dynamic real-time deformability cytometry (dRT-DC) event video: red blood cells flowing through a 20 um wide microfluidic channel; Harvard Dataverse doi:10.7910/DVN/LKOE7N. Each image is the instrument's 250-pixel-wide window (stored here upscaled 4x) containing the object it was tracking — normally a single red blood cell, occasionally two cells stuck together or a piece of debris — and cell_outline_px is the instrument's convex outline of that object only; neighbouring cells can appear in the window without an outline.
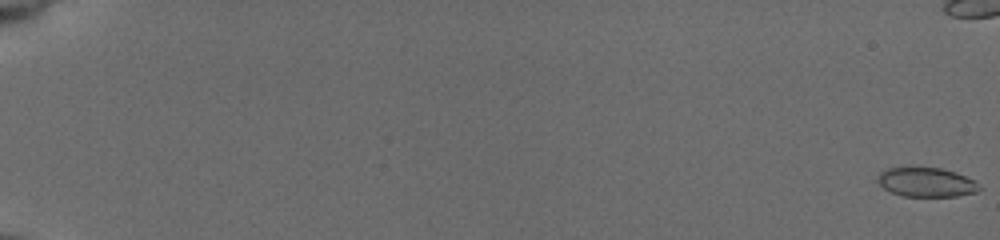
{"species": "common noctule bat (a hibernating species)", "species_latin": "Nyctalus noctula", "temperature_condition": "cold", "stored_images_in_passage": 51, "camera_frame_rate_fps": 3000, "um_per_image_px": 0.085, "animal": {"sex": "female", "body_mass_g": 19.5, "forearm_length_mm": 54.1}, "frame": {"image": 1, "passage_image": 1, "time_ms": 0.0, "image_size_px": [1000, 240], "cell_outline_px": [[980, 188], [976, 192], [956, 196], [904, 196], [892, 192], [884, 188], [876, 180], [876, 176], [880, 172], [888, 168], [940, 168], [956, 172], [972, 180]], "centroid_in_image_um": [78.69, 15.49], "position_along_channel_um": 6.3, "area_um2": 16.99}}
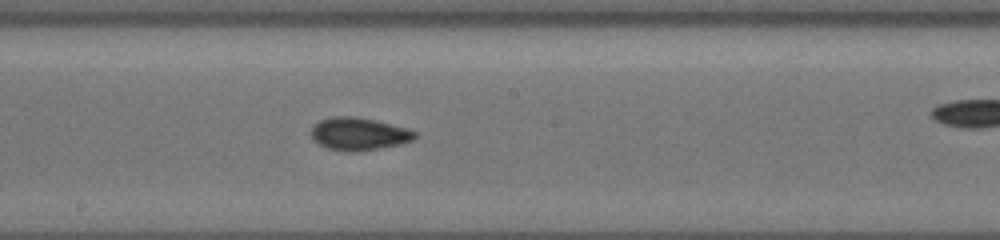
{"frame": {"image": 2, "passage_image": 35, "time_ms": 11.333, "image_size_px": [1000, 240], "cell_outline_px": [[416, 136], [412, 140], [400, 144], [352, 152], [328, 148], [312, 140], [308, 132], [320, 120], [332, 116], [352, 116], [376, 120], [408, 128], [416, 132]], "centroid_in_image_um": [30.46, 11.36], "position_along_channel_um": 217.7, "area_um2": 19.65}}
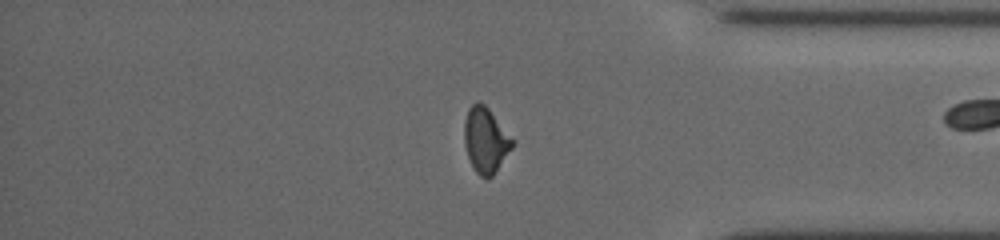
{"frame": {"image": 3, "passage_image": 50, "time_ms": 16.333, "image_size_px": [1000, 240], "cell_outline_px": [[516, 144], [492, 176], [480, 176], [476, 172], [468, 156], [464, 144], [464, 120], [468, 108], [476, 100], [484, 104], [488, 108], [516, 140]], "centroid_in_image_um": [41.3, 11.87], "position_along_channel_um": 393.9, "area_um2": 18.5}}